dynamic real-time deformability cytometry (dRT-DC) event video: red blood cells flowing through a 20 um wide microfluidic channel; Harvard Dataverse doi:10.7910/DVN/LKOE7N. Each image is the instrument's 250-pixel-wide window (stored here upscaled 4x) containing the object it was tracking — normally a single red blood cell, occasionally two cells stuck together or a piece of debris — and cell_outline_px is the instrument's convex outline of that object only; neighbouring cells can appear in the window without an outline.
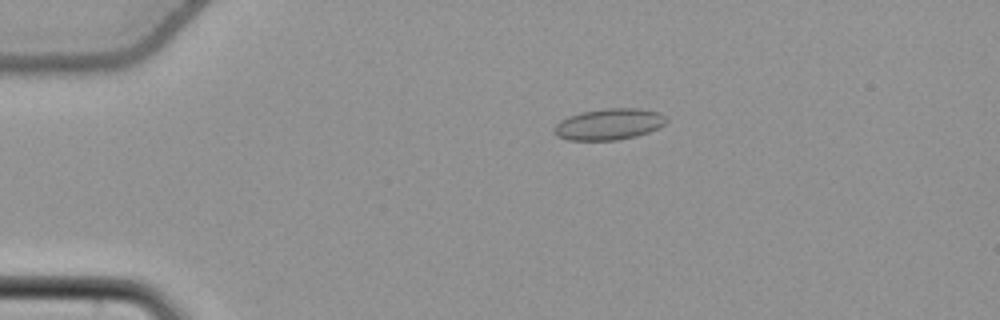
{"species": "common noctule bat (a hibernating species)", "species_latin": "Nyctalus noctula", "temperature_condition": "cold", "stored_images_in_passage": 52, "camera_frame_rate_fps": 3000, "um_per_image_px": 0.085, "animal": {"sex": "female", "body_mass_g": 22.7, "forearm_length_mm": 54.2}, "frame": {"image": 1, "passage_image": 9, "time_ms": 2.667, "image_size_px": [1000, 320], "cell_outline_px": [[668, 120], [660, 128], [636, 136], [616, 140], [568, 140], [556, 136], [552, 132], [552, 128], [560, 120], [568, 116], [584, 112], [604, 108], [640, 108], [656, 112], [664, 116]], "centroid_in_image_um": [51.73, 10.56], "position_along_channel_um": 33.3, "area_um2": 20.52}}
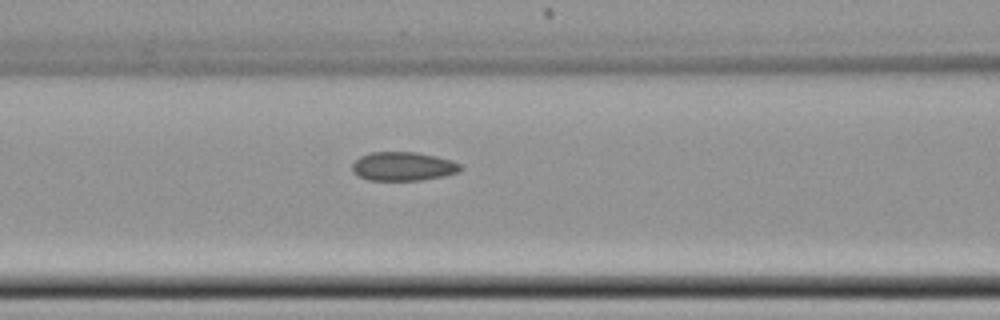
{"frame": {"image": 2, "passage_image": 21, "time_ms": 6.667, "image_size_px": [1000, 320], "cell_outline_px": [[464, 168], [460, 172], [444, 176], [420, 180], [368, 180], [356, 176], [352, 172], [352, 164], [360, 156], [372, 152], [416, 152], [436, 156], [452, 160], [460, 164]], "centroid_in_image_um": [34.27, 14.14], "position_along_channel_um": 132.3, "area_um2": 18.38}}
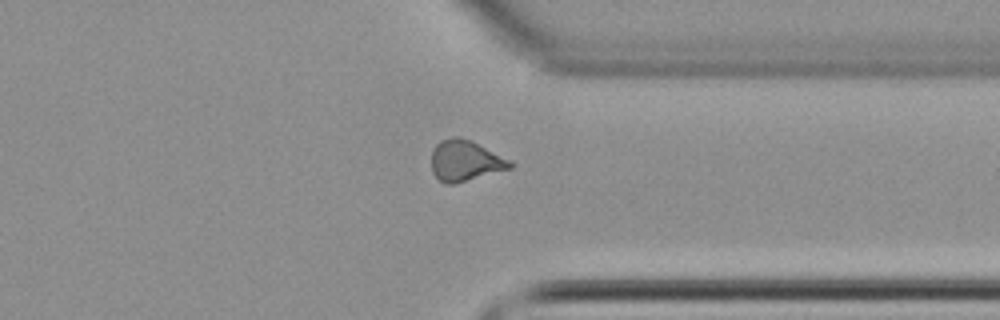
{"frame": {"image": 3, "passage_image": 40, "time_ms": 13.0, "image_size_px": [1000, 320], "cell_outline_px": [[516, 164], [512, 168], [456, 184], [444, 184], [432, 172], [432, 148], [440, 140], [456, 136], [460, 136], [472, 140]], "centroid_in_image_um": [39.54, 13.66], "position_along_channel_um": 371.9, "area_um2": 18.9}, "authors_computed_cell_mechanics": {"area_um2": 18.5538, "velocity_mm_per_s": 3.7919, "shape_relaxation_time_tau1_ms": null, "shape_relaxation_time_tau2_ms": 4.2351, "deformation_change_tau1": null, "deformation_change_tau2": 0.0918}}